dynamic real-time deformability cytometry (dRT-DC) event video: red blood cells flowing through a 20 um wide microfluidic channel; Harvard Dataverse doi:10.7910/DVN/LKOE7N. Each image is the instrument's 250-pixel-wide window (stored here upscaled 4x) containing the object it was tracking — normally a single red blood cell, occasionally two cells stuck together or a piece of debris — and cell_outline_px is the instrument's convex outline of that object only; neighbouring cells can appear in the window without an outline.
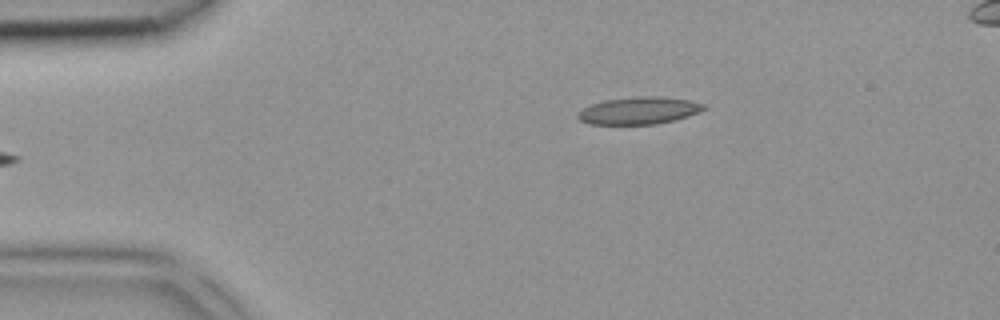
{"species": "common noctule bat (a hibernating species)", "species_latin": "Nyctalus noctula", "temperature_condition": "room temperature", "stored_images_in_passage": 4, "camera_frame_rate_fps": 3000, "um_per_image_px": 0.085, "animal": {"sex": "female", "body_mass_g": 18.4}, "frame": {"image": 1, "passage_image": 4, "time_ms": 1.0, "image_size_px": [1000, 320], "cell_outline_px": [[704, 108], [688, 116], [676, 120], [656, 124], [588, 124], [580, 120], [576, 116], [576, 112], [592, 104], [604, 100], [640, 96], [652, 96], [688, 100], [704, 104]], "centroid_in_image_um": [54.24, 9.41], "position_along_channel_um": 30.8, "area_um2": 19.77}}